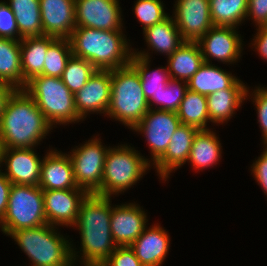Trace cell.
I'll return each mask as SVG.
<instances>
[{
  "label": "cell",
  "instance_id": "cell-20",
  "mask_svg": "<svg viewBox=\"0 0 267 266\" xmlns=\"http://www.w3.org/2000/svg\"><path fill=\"white\" fill-rule=\"evenodd\" d=\"M198 131L195 127L180 124L173 133L165 153L153 164L161 180L166 181L173 170L187 162L194 136Z\"/></svg>",
  "mask_w": 267,
  "mask_h": 266
},
{
  "label": "cell",
  "instance_id": "cell-9",
  "mask_svg": "<svg viewBox=\"0 0 267 266\" xmlns=\"http://www.w3.org/2000/svg\"><path fill=\"white\" fill-rule=\"evenodd\" d=\"M100 140L94 137L84 145L71 150L69 154L75 182L88 194H97L101 190L104 162L110 146H103Z\"/></svg>",
  "mask_w": 267,
  "mask_h": 266
},
{
  "label": "cell",
  "instance_id": "cell-37",
  "mask_svg": "<svg viewBox=\"0 0 267 266\" xmlns=\"http://www.w3.org/2000/svg\"><path fill=\"white\" fill-rule=\"evenodd\" d=\"M0 38H10L20 41L19 30L14 12L6 1H0Z\"/></svg>",
  "mask_w": 267,
  "mask_h": 266
},
{
  "label": "cell",
  "instance_id": "cell-24",
  "mask_svg": "<svg viewBox=\"0 0 267 266\" xmlns=\"http://www.w3.org/2000/svg\"><path fill=\"white\" fill-rule=\"evenodd\" d=\"M57 38L51 36L26 37L20 40L22 89L33 77L41 75L48 47Z\"/></svg>",
  "mask_w": 267,
  "mask_h": 266
},
{
  "label": "cell",
  "instance_id": "cell-6",
  "mask_svg": "<svg viewBox=\"0 0 267 266\" xmlns=\"http://www.w3.org/2000/svg\"><path fill=\"white\" fill-rule=\"evenodd\" d=\"M25 90L53 126L82 120L75 106L74 94L61 78L38 75L26 83Z\"/></svg>",
  "mask_w": 267,
  "mask_h": 266
},
{
  "label": "cell",
  "instance_id": "cell-44",
  "mask_svg": "<svg viewBox=\"0 0 267 266\" xmlns=\"http://www.w3.org/2000/svg\"><path fill=\"white\" fill-rule=\"evenodd\" d=\"M15 89L5 82L0 81V120L8 97Z\"/></svg>",
  "mask_w": 267,
  "mask_h": 266
},
{
  "label": "cell",
  "instance_id": "cell-35",
  "mask_svg": "<svg viewBox=\"0 0 267 266\" xmlns=\"http://www.w3.org/2000/svg\"><path fill=\"white\" fill-rule=\"evenodd\" d=\"M163 4L161 0H137L134 5V14L143 25V31L169 16L165 12Z\"/></svg>",
  "mask_w": 267,
  "mask_h": 266
},
{
  "label": "cell",
  "instance_id": "cell-1",
  "mask_svg": "<svg viewBox=\"0 0 267 266\" xmlns=\"http://www.w3.org/2000/svg\"><path fill=\"white\" fill-rule=\"evenodd\" d=\"M52 125L23 89L8 97L0 120V140L4 148H34L51 131Z\"/></svg>",
  "mask_w": 267,
  "mask_h": 266
},
{
  "label": "cell",
  "instance_id": "cell-8",
  "mask_svg": "<svg viewBox=\"0 0 267 266\" xmlns=\"http://www.w3.org/2000/svg\"><path fill=\"white\" fill-rule=\"evenodd\" d=\"M48 224L44 213L43 190L39 186L12 184L8 205L0 221L1 231L10 236L20 229Z\"/></svg>",
  "mask_w": 267,
  "mask_h": 266
},
{
  "label": "cell",
  "instance_id": "cell-46",
  "mask_svg": "<svg viewBox=\"0 0 267 266\" xmlns=\"http://www.w3.org/2000/svg\"><path fill=\"white\" fill-rule=\"evenodd\" d=\"M3 150H4V146L0 140V164L2 165V158H3ZM0 165V167H1ZM1 170V169H0Z\"/></svg>",
  "mask_w": 267,
  "mask_h": 266
},
{
  "label": "cell",
  "instance_id": "cell-31",
  "mask_svg": "<svg viewBox=\"0 0 267 266\" xmlns=\"http://www.w3.org/2000/svg\"><path fill=\"white\" fill-rule=\"evenodd\" d=\"M177 116L181 124L195 127L198 130H209L206 127L207 122L210 121L206 96L187 89L177 111Z\"/></svg>",
  "mask_w": 267,
  "mask_h": 266
},
{
  "label": "cell",
  "instance_id": "cell-21",
  "mask_svg": "<svg viewBox=\"0 0 267 266\" xmlns=\"http://www.w3.org/2000/svg\"><path fill=\"white\" fill-rule=\"evenodd\" d=\"M154 225L146 227L130 245L143 266H161L169 251V234L160 225Z\"/></svg>",
  "mask_w": 267,
  "mask_h": 266
},
{
  "label": "cell",
  "instance_id": "cell-38",
  "mask_svg": "<svg viewBox=\"0 0 267 266\" xmlns=\"http://www.w3.org/2000/svg\"><path fill=\"white\" fill-rule=\"evenodd\" d=\"M104 264L105 266H143L130 246H117Z\"/></svg>",
  "mask_w": 267,
  "mask_h": 266
},
{
  "label": "cell",
  "instance_id": "cell-19",
  "mask_svg": "<svg viewBox=\"0 0 267 266\" xmlns=\"http://www.w3.org/2000/svg\"><path fill=\"white\" fill-rule=\"evenodd\" d=\"M42 190L79 188L74 179L73 164L69 154L58 150L47 152L41 163L40 183Z\"/></svg>",
  "mask_w": 267,
  "mask_h": 266
},
{
  "label": "cell",
  "instance_id": "cell-26",
  "mask_svg": "<svg viewBox=\"0 0 267 266\" xmlns=\"http://www.w3.org/2000/svg\"><path fill=\"white\" fill-rule=\"evenodd\" d=\"M238 79L222 68L203 62L198 71L188 80L189 90L208 96L216 91L229 89Z\"/></svg>",
  "mask_w": 267,
  "mask_h": 266
},
{
  "label": "cell",
  "instance_id": "cell-43",
  "mask_svg": "<svg viewBox=\"0 0 267 266\" xmlns=\"http://www.w3.org/2000/svg\"><path fill=\"white\" fill-rule=\"evenodd\" d=\"M256 29L258 32L251 45L254 46L258 54L267 61V26L258 27Z\"/></svg>",
  "mask_w": 267,
  "mask_h": 266
},
{
  "label": "cell",
  "instance_id": "cell-30",
  "mask_svg": "<svg viewBox=\"0 0 267 266\" xmlns=\"http://www.w3.org/2000/svg\"><path fill=\"white\" fill-rule=\"evenodd\" d=\"M0 81L22 89L20 41L0 38Z\"/></svg>",
  "mask_w": 267,
  "mask_h": 266
},
{
  "label": "cell",
  "instance_id": "cell-13",
  "mask_svg": "<svg viewBox=\"0 0 267 266\" xmlns=\"http://www.w3.org/2000/svg\"><path fill=\"white\" fill-rule=\"evenodd\" d=\"M87 195L82 188L43 190L47 223L52 226L73 227L77 222L80 204Z\"/></svg>",
  "mask_w": 267,
  "mask_h": 266
},
{
  "label": "cell",
  "instance_id": "cell-11",
  "mask_svg": "<svg viewBox=\"0 0 267 266\" xmlns=\"http://www.w3.org/2000/svg\"><path fill=\"white\" fill-rule=\"evenodd\" d=\"M76 27L122 31L119 0H75Z\"/></svg>",
  "mask_w": 267,
  "mask_h": 266
},
{
  "label": "cell",
  "instance_id": "cell-32",
  "mask_svg": "<svg viewBox=\"0 0 267 266\" xmlns=\"http://www.w3.org/2000/svg\"><path fill=\"white\" fill-rule=\"evenodd\" d=\"M213 26L237 27L245 20L248 0H209Z\"/></svg>",
  "mask_w": 267,
  "mask_h": 266
},
{
  "label": "cell",
  "instance_id": "cell-3",
  "mask_svg": "<svg viewBox=\"0 0 267 266\" xmlns=\"http://www.w3.org/2000/svg\"><path fill=\"white\" fill-rule=\"evenodd\" d=\"M69 41L72 55L89 61L98 70L127 66L133 54L122 31L75 27Z\"/></svg>",
  "mask_w": 267,
  "mask_h": 266
},
{
  "label": "cell",
  "instance_id": "cell-23",
  "mask_svg": "<svg viewBox=\"0 0 267 266\" xmlns=\"http://www.w3.org/2000/svg\"><path fill=\"white\" fill-rule=\"evenodd\" d=\"M247 88L241 80H237L229 89H223L206 96L209 120L212 123L227 122L237 108L247 99Z\"/></svg>",
  "mask_w": 267,
  "mask_h": 266
},
{
  "label": "cell",
  "instance_id": "cell-2",
  "mask_svg": "<svg viewBox=\"0 0 267 266\" xmlns=\"http://www.w3.org/2000/svg\"><path fill=\"white\" fill-rule=\"evenodd\" d=\"M111 197L88 194L81 202L77 222L80 230L81 260L104 262L116 249L111 230Z\"/></svg>",
  "mask_w": 267,
  "mask_h": 266
},
{
  "label": "cell",
  "instance_id": "cell-33",
  "mask_svg": "<svg viewBox=\"0 0 267 266\" xmlns=\"http://www.w3.org/2000/svg\"><path fill=\"white\" fill-rule=\"evenodd\" d=\"M72 55L69 39H56L49 47L41 75L61 78Z\"/></svg>",
  "mask_w": 267,
  "mask_h": 266
},
{
  "label": "cell",
  "instance_id": "cell-7",
  "mask_svg": "<svg viewBox=\"0 0 267 266\" xmlns=\"http://www.w3.org/2000/svg\"><path fill=\"white\" fill-rule=\"evenodd\" d=\"M148 160L130 145L109 148L104 162L101 190L96 195L111 197L124 193L148 171Z\"/></svg>",
  "mask_w": 267,
  "mask_h": 266
},
{
  "label": "cell",
  "instance_id": "cell-45",
  "mask_svg": "<svg viewBox=\"0 0 267 266\" xmlns=\"http://www.w3.org/2000/svg\"><path fill=\"white\" fill-rule=\"evenodd\" d=\"M78 252L75 251L74 248H72V259L71 261L66 265V266H74L76 264L75 261L77 257H80L76 255ZM82 262L81 264H84L83 266H105L104 262H90V261H80Z\"/></svg>",
  "mask_w": 267,
  "mask_h": 266
},
{
  "label": "cell",
  "instance_id": "cell-40",
  "mask_svg": "<svg viewBox=\"0 0 267 266\" xmlns=\"http://www.w3.org/2000/svg\"><path fill=\"white\" fill-rule=\"evenodd\" d=\"M250 17L257 27L267 26V0H248L246 18Z\"/></svg>",
  "mask_w": 267,
  "mask_h": 266
},
{
  "label": "cell",
  "instance_id": "cell-34",
  "mask_svg": "<svg viewBox=\"0 0 267 266\" xmlns=\"http://www.w3.org/2000/svg\"><path fill=\"white\" fill-rule=\"evenodd\" d=\"M95 71L96 68L89 61L71 55L62 73L61 80L75 94L87 83Z\"/></svg>",
  "mask_w": 267,
  "mask_h": 266
},
{
  "label": "cell",
  "instance_id": "cell-12",
  "mask_svg": "<svg viewBox=\"0 0 267 266\" xmlns=\"http://www.w3.org/2000/svg\"><path fill=\"white\" fill-rule=\"evenodd\" d=\"M174 20L184 41L198 42L212 27L209 0H176Z\"/></svg>",
  "mask_w": 267,
  "mask_h": 266
},
{
  "label": "cell",
  "instance_id": "cell-15",
  "mask_svg": "<svg viewBox=\"0 0 267 266\" xmlns=\"http://www.w3.org/2000/svg\"><path fill=\"white\" fill-rule=\"evenodd\" d=\"M111 70H98L90 76L87 83L74 94L77 114L85 119L89 113L106 115L110 104Z\"/></svg>",
  "mask_w": 267,
  "mask_h": 266
},
{
  "label": "cell",
  "instance_id": "cell-18",
  "mask_svg": "<svg viewBox=\"0 0 267 266\" xmlns=\"http://www.w3.org/2000/svg\"><path fill=\"white\" fill-rule=\"evenodd\" d=\"M43 36L69 39L76 27L75 0H39Z\"/></svg>",
  "mask_w": 267,
  "mask_h": 266
},
{
  "label": "cell",
  "instance_id": "cell-22",
  "mask_svg": "<svg viewBox=\"0 0 267 266\" xmlns=\"http://www.w3.org/2000/svg\"><path fill=\"white\" fill-rule=\"evenodd\" d=\"M149 54L148 51L137 52L133 49L129 64L137 71L149 108H151L153 103L156 106L159 105V94L167 86L170 76L168 67L161 66L153 71L149 70Z\"/></svg>",
  "mask_w": 267,
  "mask_h": 266
},
{
  "label": "cell",
  "instance_id": "cell-17",
  "mask_svg": "<svg viewBox=\"0 0 267 266\" xmlns=\"http://www.w3.org/2000/svg\"><path fill=\"white\" fill-rule=\"evenodd\" d=\"M2 162L7 167L3 173L12 184L39 186L42 159L34 148H4Z\"/></svg>",
  "mask_w": 267,
  "mask_h": 266
},
{
  "label": "cell",
  "instance_id": "cell-25",
  "mask_svg": "<svg viewBox=\"0 0 267 266\" xmlns=\"http://www.w3.org/2000/svg\"><path fill=\"white\" fill-rule=\"evenodd\" d=\"M203 62L199 43L185 41L172 55L168 56L170 79L188 82Z\"/></svg>",
  "mask_w": 267,
  "mask_h": 266
},
{
  "label": "cell",
  "instance_id": "cell-27",
  "mask_svg": "<svg viewBox=\"0 0 267 266\" xmlns=\"http://www.w3.org/2000/svg\"><path fill=\"white\" fill-rule=\"evenodd\" d=\"M143 33L149 49L167 56L172 55L185 42L172 16L147 27Z\"/></svg>",
  "mask_w": 267,
  "mask_h": 266
},
{
  "label": "cell",
  "instance_id": "cell-29",
  "mask_svg": "<svg viewBox=\"0 0 267 266\" xmlns=\"http://www.w3.org/2000/svg\"><path fill=\"white\" fill-rule=\"evenodd\" d=\"M9 7L14 12L20 37L43 36L39 0H9Z\"/></svg>",
  "mask_w": 267,
  "mask_h": 266
},
{
  "label": "cell",
  "instance_id": "cell-28",
  "mask_svg": "<svg viewBox=\"0 0 267 266\" xmlns=\"http://www.w3.org/2000/svg\"><path fill=\"white\" fill-rule=\"evenodd\" d=\"M221 143L216 134L209 130H199L194 136L188 162L196 170L211 167L221 159Z\"/></svg>",
  "mask_w": 267,
  "mask_h": 266
},
{
  "label": "cell",
  "instance_id": "cell-42",
  "mask_svg": "<svg viewBox=\"0 0 267 266\" xmlns=\"http://www.w3.org/2000/svg\"><path fill=\"white\" fill-rule=\"evenodd\" d=\"M12 183L0 170V221L5 215Z\"/></svg>",
  "mask_w": 267,
  "mask_h": 266
},
{
  "label": "cell",
  "instance_id": "cell-39",
  "mask_svg": "<svg viewBox=\"0 0 267 266\" xmlns=\"http://www.w3.org/2000/svg\"><path fill=\"white\" fill-rule=\"evenodd\" d=\"M256 90L251 94L253 103L257 108L258 122L262 129L263 143L267 145V89L265 87H256Z\"/></svg>",
  "mask_w": 267,
  "mask_h": 266
},
{
  "label": "cell",
  "instance_id": "cell-41",
  "mask_svg": "<svg viewBox=\"0 0 267 266\" xmlns=\"http://www.w3.org/2000/svg\"><path fill=\"white\" fill-rule=\"evenodd\" d=\"M264 151L258 157V159L253 162L251 170L253 173L254 179L261 186L264 193L267 195V145H264Z\"/></svg>",
  "mask_w": 267,
  "mask_h": 266
},
{
  "label": "cell",
  "instance_id": "cell-16",
  "mask_svg": "<svg viewBox=\"0 0 267 266\" xmlns=\"http://www.w3.org/2000/svg\"><path fill=\"white\" fill-rule=\"evenodd\" d=\"M116 206L111 211L113 241L117 246H130L147 227V215L135 202Z\"/></svg>",
  "mask_w": 267,
  "mask_h": 266
},
{
  "label": "cell",
  "instance_id": "cell-5",
  "mask_svg": "<svg viewBox=\"0 0 267 266\" xmlns=\"http://www.w3.org/2000/svg\"><path fill=\"white\" fill-rule=\"evenodd\" d=\"M56 226L45 224L14 231L10 237L36 266H66L72 259L73 245Z\"/></svg>",
  "mask_w": 267,
  "mask_h": 266
},
{
  "label": "cell",
  "instance_id": "cell-36",
  "mask_svg": "<svg viewBox=\"0 0 267 266\" xmlns=\"http://www.w3.org/2000/svg\"><path fill=\"white\" fill-rule=\"evenodd\" d=\"M184 84V85H182ZM188 89L187 82L170 79L167 86L159 94L158 110L177 112L185 92Z\"/></svg>",
  "mask_w": 267,
  "mask_h": 266
},
{
  "label": "cell",
  "instance_id": "cell-14",
  "mask_svg": "<svg viewBox=\"0 0 267 266\" xmlns=\"http://www.w3.org/2000/svg\"><path fill=\"white\" fill-rule=\"evenodd\" d=\"M237 33L235 27L213 26L198 41L204 62L210 63L211 59H215L231 64L239 60L242 56L243 40Z\"/></svg>",
  "mask_w": 267,
  "mask_h": 266
},
{
  "label": "cell",
  "instance_id": "cell-4",
  "mask_svg": "<svg viewBox=\"0 0 267 266\" xmlns=\"http://www.w3.org/2000/svg\"><path fill=\"white\" fill-rule=\"evenodd\" d=\"M149 110L137 71L127 66L111 70V95L107 116L133 129Z\"/></svg>",
  "mask_w": 267,
  "mask_h": 266
},
{
  "label": "cell",
  "instance_id": "cell-10",
  "mask_svg": "<svg viewBox=\"0 0 267 266\" xmlns=\"http://www.w3.org/2000/svg\"><path fill=\"white\" fill-rule=\"evenodd\" d=\"M181 121L177 112L149 108L142 120L132 129L146 137L154 164L166 151L173 133Z\"/></svg>",
  "mask_w": 267,
  "mask_h": 266
}]
</instances>
